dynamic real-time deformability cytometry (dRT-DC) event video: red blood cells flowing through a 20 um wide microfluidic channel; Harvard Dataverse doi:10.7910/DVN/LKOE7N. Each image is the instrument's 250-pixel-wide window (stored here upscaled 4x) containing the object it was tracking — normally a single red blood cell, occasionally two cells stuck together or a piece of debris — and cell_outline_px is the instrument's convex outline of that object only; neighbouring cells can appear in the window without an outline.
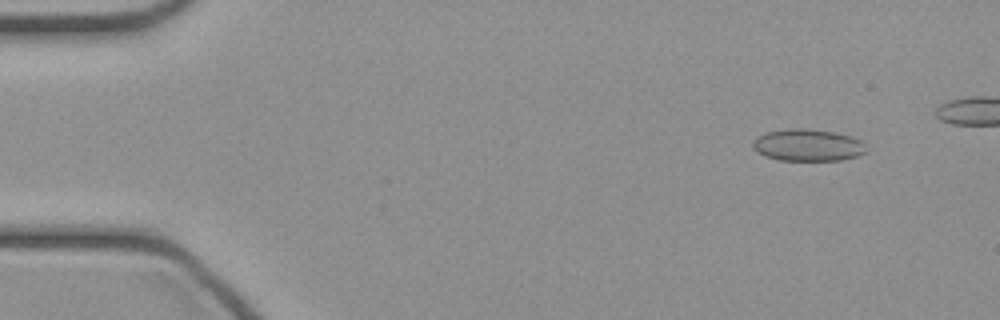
{"species": "common noctule bat (a hibernating species)", "species_latin": "Nyctalus noctula", "temperature_condition": "cold", "stored_images_in_passage": 42, "camera_frame_rate_fps": 3000, "um_per_image_px": 0.085, "animal": {"sex": "female", "body_mass_g": 21.9}, "frame": {"image": 1, "passage_image": 5, "time_ms": 1.333, "image_size_px": [1000, 320], "cell_outline_px": [[868, 152], [856, 156], [840, 160], [780, 160], [764, 156], [756, 152], [752, 148], [752, 140], [756, 136], [764, 132], [788, 128], [804, 128], [836, 132], [852, 136], [860, 140], [864, 144]], "centroid_in_image_um": [68.62, 12.32], "position_along_channel_um": 16.4, "area_um2": 21.5}}
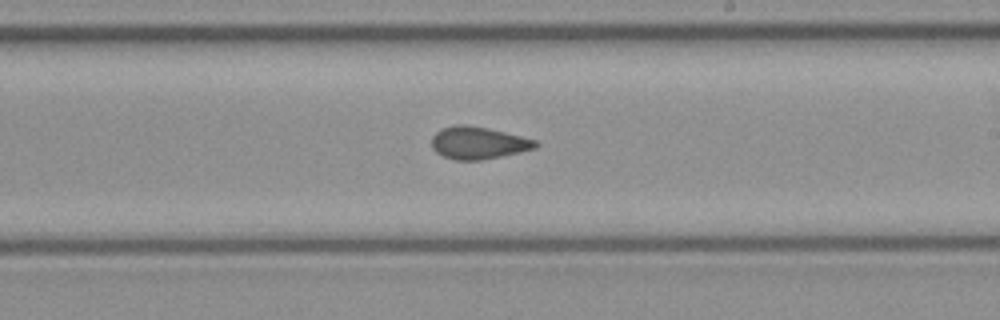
{"frame": {"image": 2, "passage_image": 28, "time_ms": 9.0, "image_size_px": [1000, 320], "cell_outline_px": [[540, 144], [536, 148], [520, 152], [480, 160], [456, 160], [444, 156], [436, 152], [432, 148], [432, 136], [440, 128], [456, 124], [468, 124], [488, 128], [536, 140]], "centroid_in_image_um": [40.63, 12.13], "position_along_channel_um": 248.4, "area_um2": 19.59}}
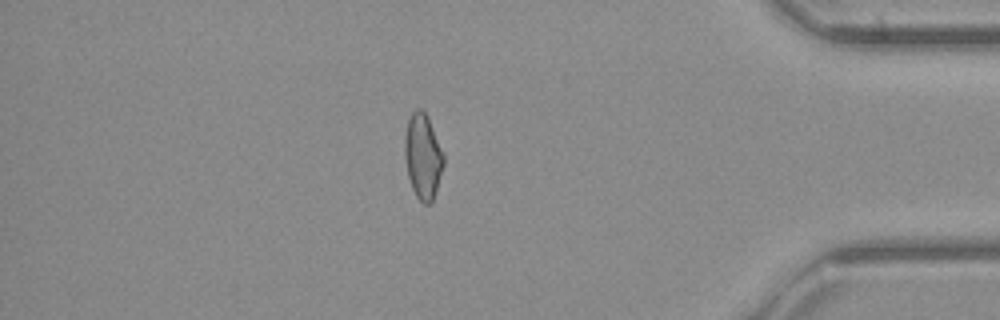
{"frame": {"image": 3, "passage_image": 41, "time_ms": 13.333, "image_size_px": [1000, 320], "cell_outline_px": [[444, 164], [432, 200], [428, 204], [424, 204], [416, 196], [412, 188], [408, 176], [404, 156], [404, 140], [408, 120], [412, 112], [416, 108], [420, 108], [428, 116], [444, 152]], "centroid_in_image_um": [35.94, 13.25], "position_along_channel_um": 399.3, "area_um2": 19.31}}